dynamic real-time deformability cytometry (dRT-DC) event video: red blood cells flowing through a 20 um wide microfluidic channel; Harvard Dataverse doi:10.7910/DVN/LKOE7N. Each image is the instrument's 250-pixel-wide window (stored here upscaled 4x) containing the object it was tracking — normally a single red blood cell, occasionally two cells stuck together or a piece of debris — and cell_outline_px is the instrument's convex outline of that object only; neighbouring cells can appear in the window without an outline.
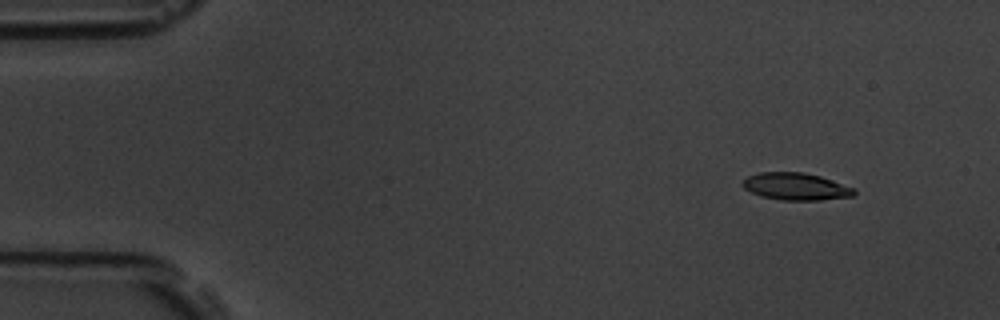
{"species": "common noctule bat (a hibernating species)", "species_latin": "Nyctalus noctula", "temperature_condition": "room temperature", "stored_images_in_passage": 4, "camera_frame_rate_fps": 3000, "um_per_image_px": 0.085, "animal": {"sex": "male", "body_mass_g": 19.5, "forearm_length_mm": 54.6}, "frame": {"image": 1, "passage_image": 1, "time_ms": 0.0, "image_size_px": [1000, 320], "cell_outline_px": [[856, 192], [852, 196], [820, 200], [780, 200], [760, 196], [744, 188], [740, 184], [748, 176], [760, 172], [804, 172], [820, 176], [856, 188]], "centroid_in_image_um": [67.65, 15.85], "position_along_channel_um": 17.4, "area_um2": 17.74}}
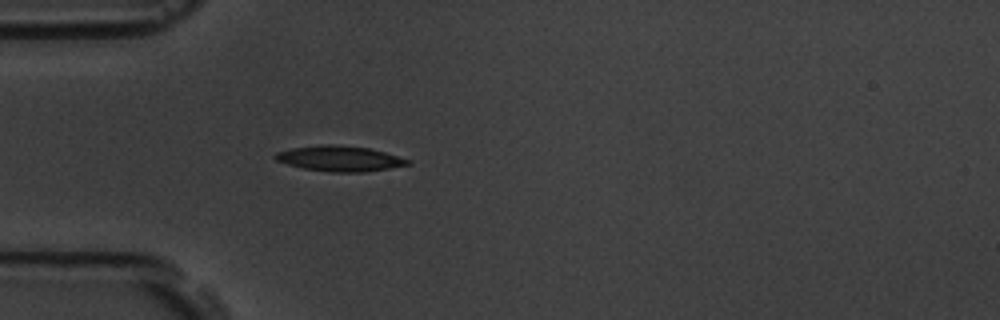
{"frame": {"image": 2, "passage_image": 4, "time_ms": 3.667, "image_size_px": [1000, 320], "cell_outline_px": [[412, 164], [364, 172], [332, 172], [304, 168], [288, 164], [276, 160], [272, 156], [276, 152], [292, 148], [324, 144], [332, 144], [368, 148], [384, 152], [412, 160]], "centroid_in_image_um": [28.88, 13.47], "position_along_channel_um": 56.1, "area_um2": 19.48}}